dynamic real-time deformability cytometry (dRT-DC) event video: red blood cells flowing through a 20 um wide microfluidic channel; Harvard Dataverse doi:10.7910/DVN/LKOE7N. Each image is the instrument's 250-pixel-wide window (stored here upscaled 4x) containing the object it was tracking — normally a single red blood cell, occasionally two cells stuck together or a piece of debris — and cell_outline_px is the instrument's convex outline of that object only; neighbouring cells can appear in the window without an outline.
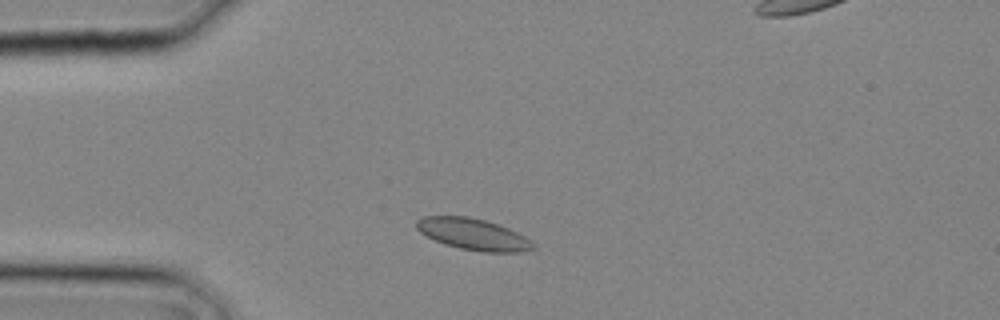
{"species": "common noctule bat (a hibernating species)", "species_latin": "Nyctalus noctula", "temperature_condition": "cold", "stored_images_in_passage": 21, "camera_frame_rate_fps": 3000, "um_per_image_px": 0.085, "animal": {"sex": "male", "body_mass_g": 20.4}, "frame": {"image": 1, "passage_image": 1, "time_ms": 0.0, "image_size_px": [1000, 320], "cell_outline_px": [[536, 248], [520, 252], [480, 252], [460, 248], [444, 244], [420, 232], [416, 228], [416, 220], [424, 216], [468, 216], [484, 220], [508, 228], [532, 240], [536, 244]], "centroid_in_image_um": [40.24, 19.92], "position_along_channel_um": 44.8, "area_um2": 21.33}}
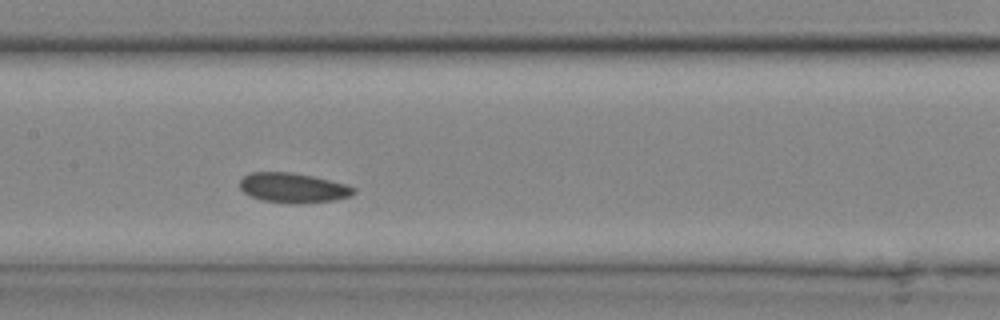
{"frame": {"image": 2, "passage_image": 8, "time_ms": 2.333, "image_size_px": [1000, 320], "cell_outline_px": [[356, 192], [348, 196], [332, 200], [296, 204], [264, 200], [252, 196], [244, 192], [240, 188], [240, 180], [248, 172], [292, 172], [312, 176], [348, 184], [356, 188]], "centroid_in_image_um": [24.92, 15.95], "position_along_channel_um": 182.5, "area_um2": 19.65}}
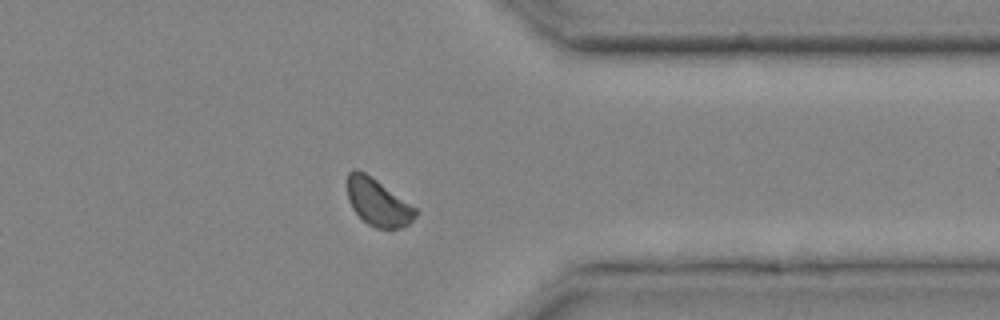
{"frame": {"image": 3, "passage_image": 17, "time_ms": 5.333, "image_size_px": [1000, 320], "cell_outline_px": [[420, 212], [408, 224], [392, 232], [376, 228], [368, 224], [352, 208], [348, 200], [348, 172], [356, 168], [372, 176], [416, 208]], "centroid_in_image_um": [32.15, 17.23], "position_along_channel_um": 379.3, "area_um2": 18.96}}